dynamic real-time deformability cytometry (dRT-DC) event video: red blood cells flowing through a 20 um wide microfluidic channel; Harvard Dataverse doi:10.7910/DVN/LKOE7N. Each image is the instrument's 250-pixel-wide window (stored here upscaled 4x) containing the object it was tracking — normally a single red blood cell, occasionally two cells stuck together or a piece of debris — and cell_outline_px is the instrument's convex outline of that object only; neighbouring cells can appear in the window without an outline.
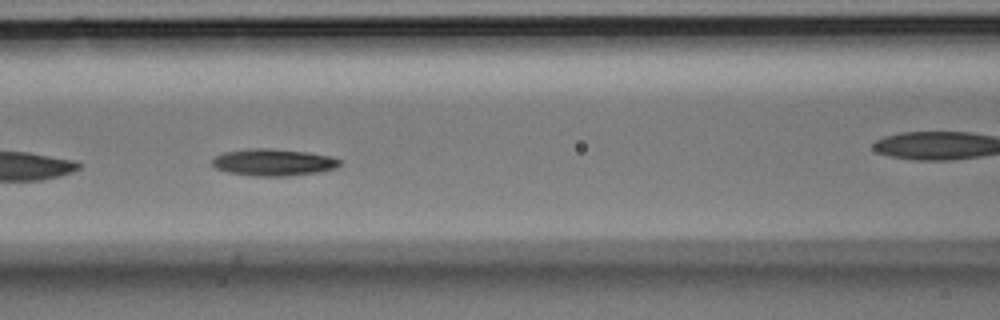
{"species": "Egyptian fruit bat (a non-hibernating species)", "species_latin": "Rousettus aegyptiacus", "temperature_condition": "room temperature", "stored_images_in_passage": 12, "camera_frame_rate_fps": 3000, "um_per_image_px": 0.085, "animal": {"sex": "male"}, "frame": {"image": 1, "passage_image": 7, "time_ms": 2.0, "image_size_px": [1000, 320], "cell_outline_px": [[340, 164], [336, 168], [320, 172], [288, 176], [252, 176], [228, 172], [216, 168], [212, 164], [212, 160], [216, 156], [224, 152], [248, 148], [272, 148], [308, 152], [332, 156], [340, 160]], "centroid_in_image_um": [23.25, 13.79], "position_along_channel_um": 143.3, "area_um2": 20.17}}